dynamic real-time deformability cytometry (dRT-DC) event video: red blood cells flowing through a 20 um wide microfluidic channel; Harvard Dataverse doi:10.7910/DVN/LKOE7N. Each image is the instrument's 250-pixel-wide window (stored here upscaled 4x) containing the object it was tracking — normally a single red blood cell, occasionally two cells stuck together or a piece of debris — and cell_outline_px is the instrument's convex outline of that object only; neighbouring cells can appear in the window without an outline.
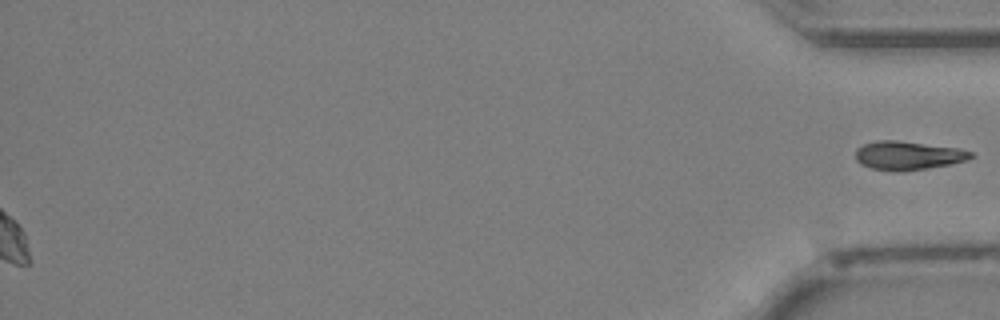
{"species": "Egyptian fruit bat (a non-hibernating species)", "species_latin": "Rousettus aegyptiacus", "temperature_condition": "cold", "stored_images_in_passage": 33, "segment_of_instrument_passage": [2, 2], "camera_frame_rate_fps": 3000, "um_per_image_px": 0.085, "animal": {"sex": "female"}, "frame": {"image": 1, "passage_image": 33, "time_ms": 10.667, "image_size_px": [1000, 320], "cell_outline_px": [[972, 156], [968, 160], [952, 164], [904, 172], [892, 172], [872, 168], [860, 164], [856, 160], [856, 148], [864, 144], [876, 140], [896, 140], [960, 148], [972, 152]], "centroid_in_image_um": [77.17, 13.23], "position_along_channel_um": 358.0, "area_um2": 19.54}}